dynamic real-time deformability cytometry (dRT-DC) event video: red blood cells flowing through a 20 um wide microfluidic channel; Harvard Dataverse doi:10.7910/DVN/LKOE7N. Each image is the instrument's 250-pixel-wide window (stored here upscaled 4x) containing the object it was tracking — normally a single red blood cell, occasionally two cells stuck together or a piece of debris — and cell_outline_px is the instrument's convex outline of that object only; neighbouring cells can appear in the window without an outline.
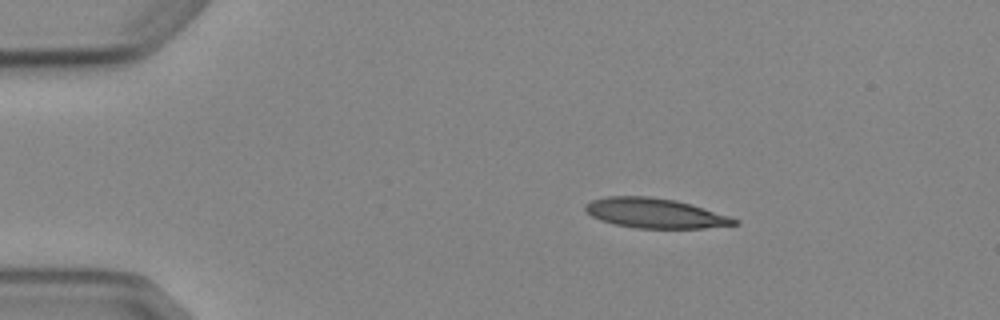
{"species": "Egyptian fruit bat (a non-hibernating species)", "species_latin": "Rousettus aegyptiacus", "temperature_condition": "cold", "stored_images_in_passage": 5, "camera_frame_rate_fps": 3000, "um_per_image_px": 0.085, "animal": {"sex": "female"}, "frame": {"image": 1, "passage_image": 2, "time_ms": 1.0, "image_size_px": [1000, 320], "cell_outline_px": [[740, 224], [704, 228], [636, 228], [612, 224], [600, 220], [592, 216], [584, 208], [584, 204], [592, 200], [608, 196], [648, 196], [676, 200], [692, 204], [740, 220]], "centroid_in_image_um": [55.67, 18.12], "position_along_channel_um": 29.3, "area_um2": 25.95}}
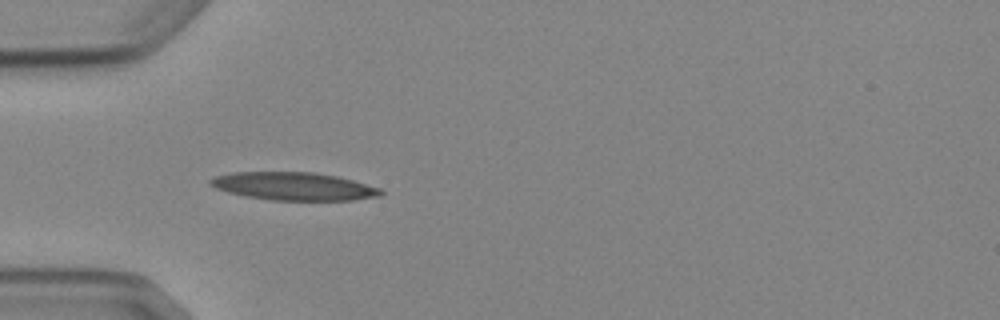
{"frame": {"image": 2, "passage_image": 4, "time_ms": 3.333, "image_size_px": [1000, 320], "cell_outline_px": [[384, 192], [380, 196], [352, 200], [272, 200], [248, 196], [228, 192], [216, 188], [208, 184], [208, 180], [216, 176], [232, 172], [312, 172], [336, 176], [352, 180], [380, 188]], "centroid_in_image_um": [24.96, 15.83], "position_along_channel_um": 60.0, "area_um2": 27.57}}
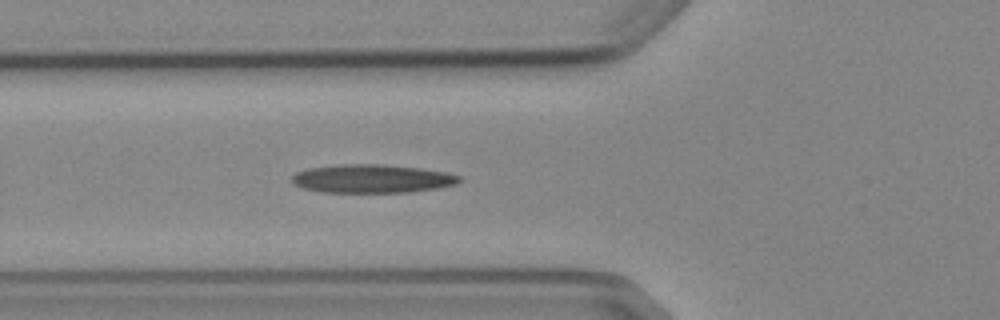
{"frame": {"image": 3, "passage_image": 5, "time_ms": 4.333, "image_size_px": [1000, 320], "cell_outline_px": [[464, 180], [456, 184], [436, 188], [408, 192], [320, 192], [300, 188], [292, 184], [292, 176], [296, 172], [308, 168], [340, 164], [384, 164], [420, 168], [448, 172], [460, 176]], "centroid_in_image_um": [31.61, 15.18], "position_along_channel_um": 94.2, "area_um2": 28.03}}